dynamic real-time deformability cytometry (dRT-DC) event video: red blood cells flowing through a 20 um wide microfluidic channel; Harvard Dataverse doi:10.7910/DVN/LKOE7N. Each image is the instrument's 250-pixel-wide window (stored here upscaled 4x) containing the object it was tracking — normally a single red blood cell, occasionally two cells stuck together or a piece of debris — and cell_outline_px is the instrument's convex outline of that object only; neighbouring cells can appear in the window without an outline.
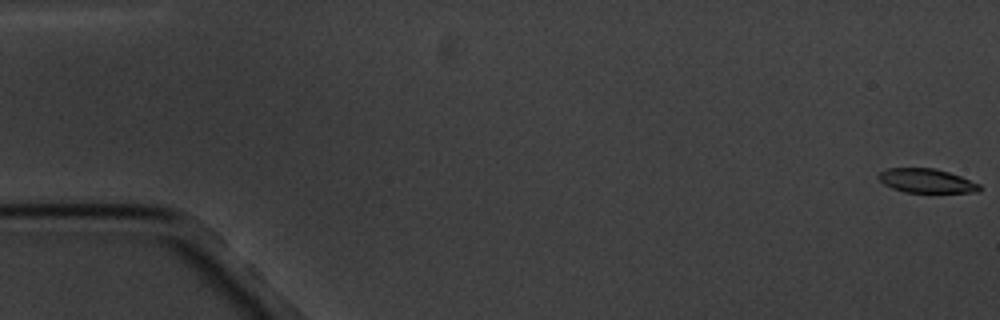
{"species": "common noctule bat (a hibernating species)", "species_latin": "Nyctalus noctula", "temperature_condition": "cold", "stored_images_in_passage": 6, "camera_frame_rate_fps": 3000, "um_per_image_px": 0.085, "animal": {"sex": "male", "body_mass_g": 20.1, "forearm_length_mm": 53.5}, "frame": {"image": 1, "passage_image": 1, "time_ms": 0.0, "image_size_px": [1000, 320], "cell_outline_px": [[980, 192], [904, 192], [892, 188], [884, 184], [876, 176], [880, 172], [888, 168], [936, 168], [960, 176], [980, 184]], "centroid_in_image_um": [78.73, 15.36], "position_along_channel_um": 6.3, "area_um2": 14.1}}
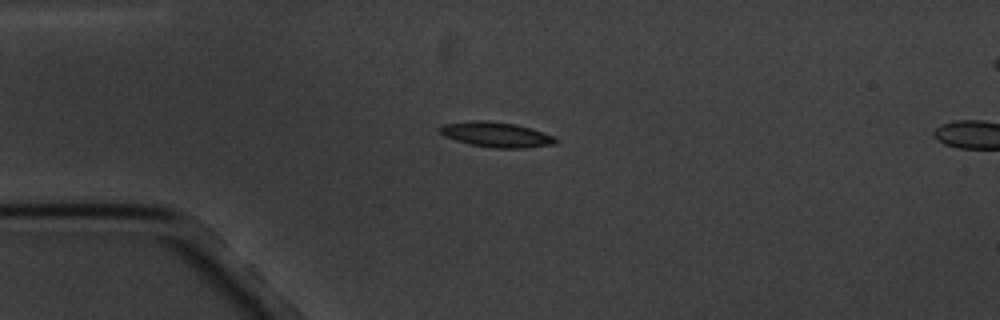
{"frame": {"image": 2, "passage_image": 5, "time_ms": 4.667, "image_size_px": [1000, 320], "cell_outline_px": [[560, 140], [556, 144], [520, 148], [496, 148], [468, 144], [444, 136], [440, 132], [440, 128], [444, 124], [472, 120], [488, 120], [516, 124], [552, 136]], "centroid_in_image_um": [42.16, 11.44], "position_along_channel_um": 42.8, "area_um2": 16.76}}